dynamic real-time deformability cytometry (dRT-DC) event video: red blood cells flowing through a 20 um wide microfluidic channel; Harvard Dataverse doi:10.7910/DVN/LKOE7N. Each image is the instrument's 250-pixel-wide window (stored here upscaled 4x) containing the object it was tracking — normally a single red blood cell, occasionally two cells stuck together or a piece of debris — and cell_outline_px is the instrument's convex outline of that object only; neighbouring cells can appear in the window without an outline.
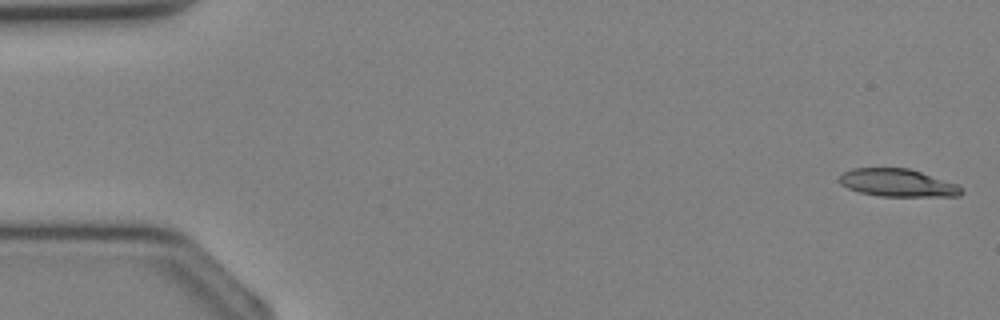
{"species": "Egyptian fruit bat (a non-hibernating species)", "species_latin": "Rousettus aegyptiacus", "temperature_condition": "cold", "stored_images_in_passage": 36, "camera_frame_rate_fps": 3000, "um_per_image_px": 0.085, "animal": {"sex": "female"}, "frame": {"image": 1, "passage_image": 1, "time_ms": 0.0, "image_size_px": [1000, 320], "cell_outline_px": [[964, 192], [960, 196], [880, 196], [860, 192], [848, 188], [840, 184], [840, 176], [844, 172], [852, 168], [908, 168], [956, 184], [964, 188]], "centroid_in_image_um": [76.31, 15.55], "position_along_channel_um": 8.7, "area_um2": 19.54}}
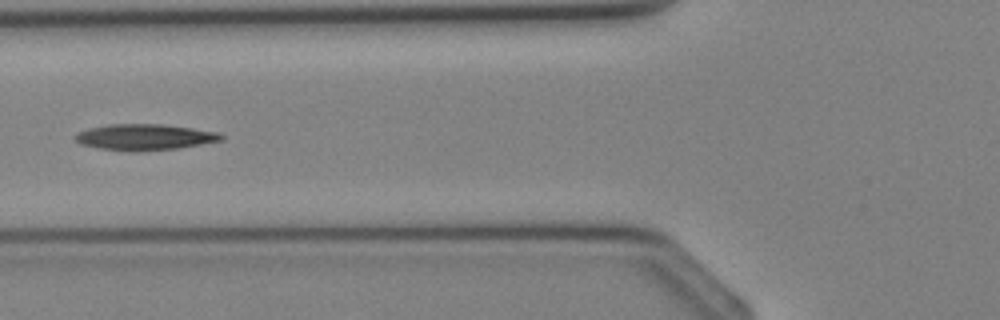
{"frame": {"image": 2, "passage_image": 14, "time_ms": 4.333, "image_size_px": [1000, 320], "cell_outline_px": [[224, 140], [180, 148], [100, 148], [80, 144], [72, 136], [88, 128], [108, 124], [164, 124], [192, 128], [216, 132], [224, 136]], "centroid_in_image_um": [12.33, 11.6], "position_along_channel_um": 113.5, "area_um2": 21.1}}
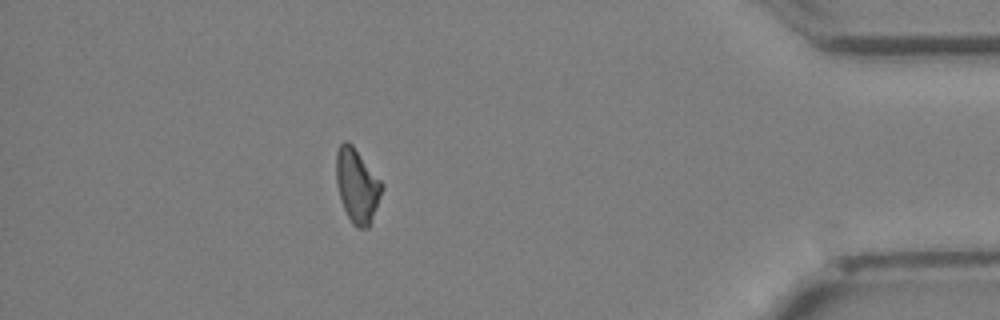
{"frame": {"image": 3, "passage_image": 32, "time_ms": 10.333, "image_size_px": [1000, 320], "cell_outline_px": [[384, 188], [368, 228], [356, 228], [352, 224], [340, 200], [336, 184], [336, 152], [340, 144], [344, 140], [348, 140], [352, 144], [384, 184]], "centroid_in_image_um": [30.34, 15.76], "position_along_channel_um": 404.9, "area_um2": 19.83}}